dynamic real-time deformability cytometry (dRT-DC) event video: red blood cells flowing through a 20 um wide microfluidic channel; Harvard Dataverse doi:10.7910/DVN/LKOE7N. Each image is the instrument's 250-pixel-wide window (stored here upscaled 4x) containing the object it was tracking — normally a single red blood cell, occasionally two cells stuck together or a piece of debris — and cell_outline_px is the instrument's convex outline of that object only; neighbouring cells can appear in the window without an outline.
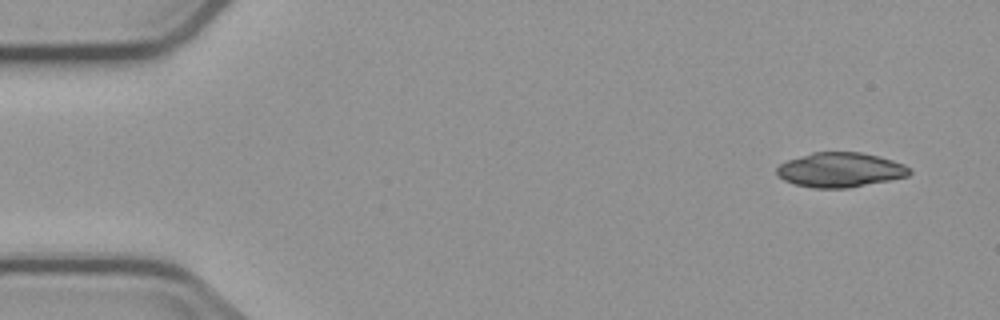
{"species": "common noctule bat (a hibernating species)", "species_latin": "Nyctalus noctula", "temperature_condition": "cold", "stored_images_in_passage": 5, "camera_frame_rate_fps": 3000, "um_per_image_px": 0.085, "animal": {"sex": "male", "body_mass_g": 23.1, "forearm_length_mm": 52.7}, "frame": {"image": 1, "passage_image": 1, "time_ms": 0.0, "image_size_px": [1000, 320], "cell_outline_px": [[912, 172], [908, 176], [848, 188], [812, 188], [796, 184], [784, 180], [776, 172], [776, 168], [780, 164], [788, 160], [812, 152], [860, 152], [892, 160], [904, 164]], "centroid_in_image_um": [71.41, 14.44], "position_along_channel_um": 13.6, "area_um2": 26.53}}
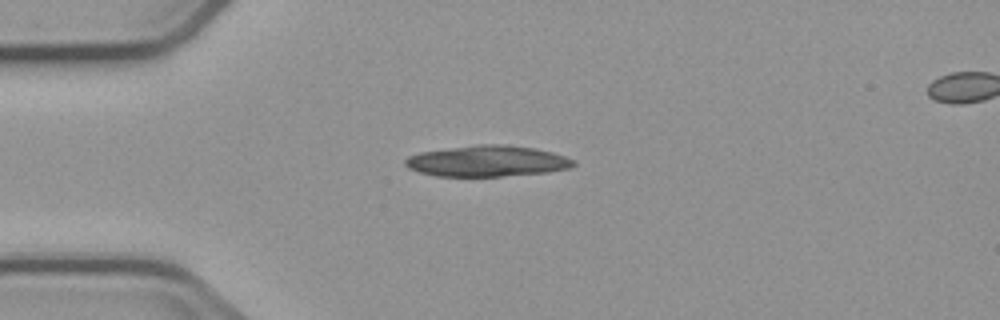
{"frame": {"image": 2, "passage_image": 4, "time_ms": 3.333, "image_size_px": [1000, 320], "cell_outline_px": [[576, 164], [572, 168], [548, 172], [500, 176], [436, 176], [420, 172], [408, 168], [404, 164], [404, 160], [408, 156], [420, 152], [480, 144], [504, 144], [536, 148], [552, 152], [564, 156], [572, 160]], "centroid_in_image_um": [41.42, 13.69], "position_along_channel_um": 43.6, "area_um2": 30.35}}